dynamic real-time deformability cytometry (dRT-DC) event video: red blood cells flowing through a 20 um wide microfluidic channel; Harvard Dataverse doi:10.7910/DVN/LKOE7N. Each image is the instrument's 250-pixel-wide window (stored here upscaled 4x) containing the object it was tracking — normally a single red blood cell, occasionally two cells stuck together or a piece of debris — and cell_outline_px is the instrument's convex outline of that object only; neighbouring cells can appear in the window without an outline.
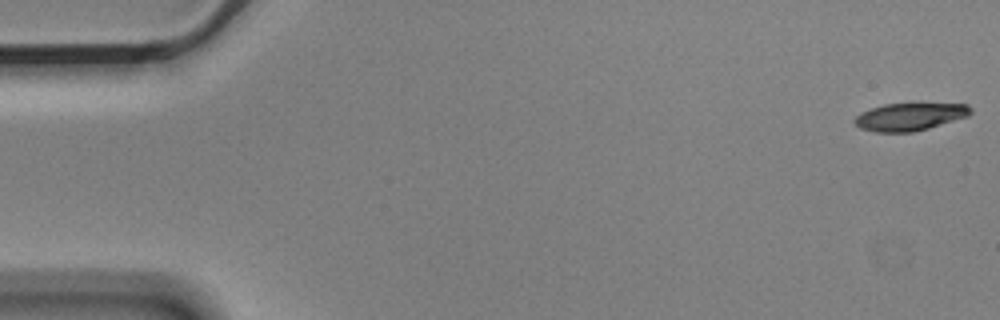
{"species": "Egyptian fruit bat (a non-hibernating species)", "species_latin": "Rousettus aegyptiacus", "temperature_condition": "cold", "stored_images_in_passage": 6, "camera_frame_rate_fps": 3000, "um_per_image_px": 0.085, "animal": {"sex": "male"}, "frame": {"image": 1, "passage_image": 1, "time_ms": 0.0, "image_size_px": [1000, 320], "cell_outline_px": [[972, 112], [968, 116], [928, 128], [912, 132], [876, 132], [860, 128], [852, 120], [860, 112], [884, 104], [968, 104], [972, 108]], "centroid_in_image_um": [77.31, 9.92], "position_along_channel_um": 7.7, "area_um2": 18.5}}
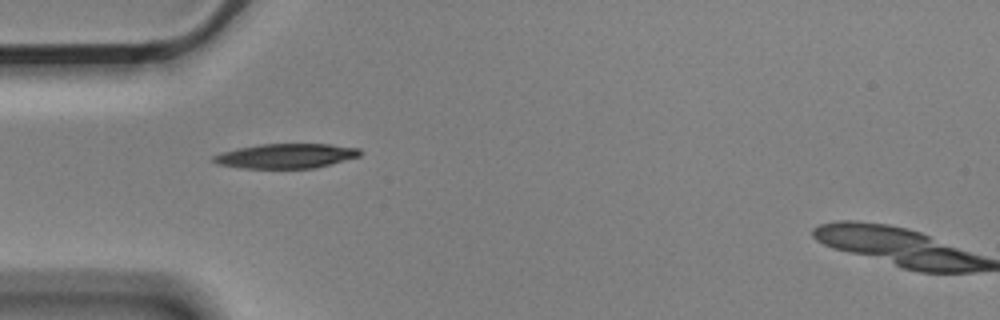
{"frame": {"image": 2, "passage_image": 5, "time_ms": 1.333, "image_size_px": [1000, 320], "cell_outline_px": [[360, 156], [332, 164], [316, 168], [240, 168], [220, 164], [212, 160], [212, 156], [236, 148], [260, 144], [332, 144], [360, 148]], "centroid_in_image_um": [24.34, 13.25], "position_along_channel_um": 60.7, "area_um2": 21.04}}
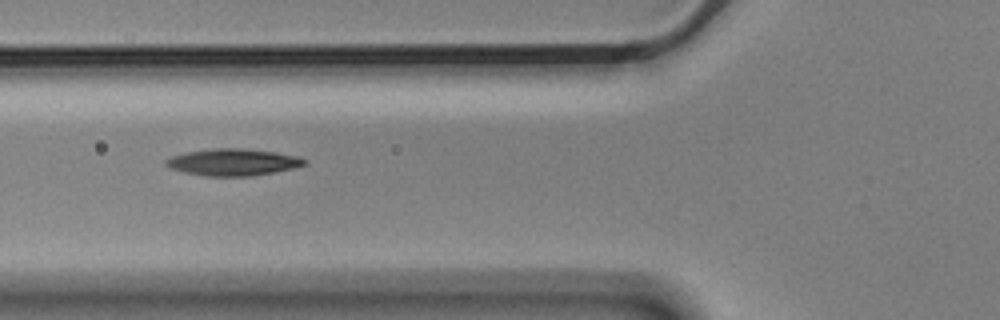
{"frame": {"image": 3, "passage_image": 6, "time_ms": 1.667, "image_size_px": [1000, 320], "cell_outline_px": [[308, 164], [276, 172], [252, 176], [204, 176], [184, 172], [168, 168], [164, 164], [164, 160], [172, 156], [188, 152], [212, 148], [240, 148], [276, 152], [296, 156], [308, 160]], "centroid_in_image_um": [19.8, 13.79], "position_along_channel_um": 106.0, "area_um2": 21.79}}